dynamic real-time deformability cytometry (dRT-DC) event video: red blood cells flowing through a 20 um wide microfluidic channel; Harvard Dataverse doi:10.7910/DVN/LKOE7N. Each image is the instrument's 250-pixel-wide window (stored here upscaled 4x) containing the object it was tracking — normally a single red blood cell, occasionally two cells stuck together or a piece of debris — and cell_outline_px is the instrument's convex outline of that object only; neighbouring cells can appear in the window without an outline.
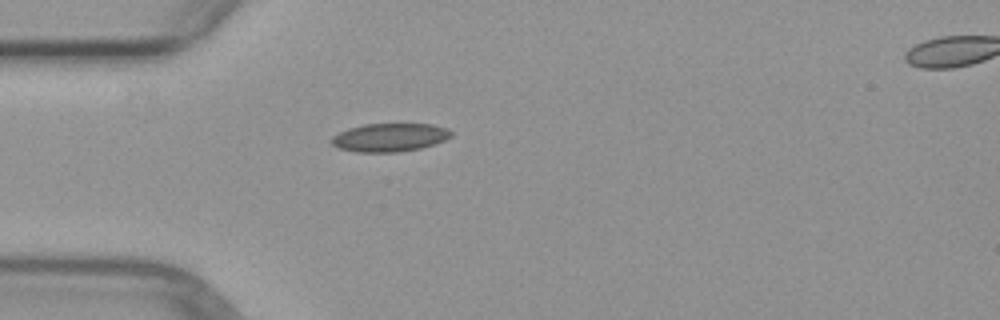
{"species": "common noctule bat (a hibernating species)", "species_latin": "Nyctalus noctula", "temperature_condition": "warm", "stored_images_in_passage": 2, "segment_of_instrument_passage": [1, 2], "camera_frame_rate_fps": 3000, "um_per_image_px": 0.085, "animal": {"sex": "female", "body_mass_g": 29.2, "forearm_length_mm": 56.3}, "frame": {"image": 1, "passage_image": 1, "time_ms": 0.0, "image_size_px": [1000, 320], "cell_outline_px": [[452, 136], [444, 140], [420, 148], [396, 152], [356, 152], [340, 148], [332, 144], [328, 140], [332, 136], [348, 128], [364, 124], [432, 124], [448, 128], [452, 132]], "centroid_in_image_um": [33.1, 11.67], "position_along_channel_um": 51.9, "area_um2": 19.71}}